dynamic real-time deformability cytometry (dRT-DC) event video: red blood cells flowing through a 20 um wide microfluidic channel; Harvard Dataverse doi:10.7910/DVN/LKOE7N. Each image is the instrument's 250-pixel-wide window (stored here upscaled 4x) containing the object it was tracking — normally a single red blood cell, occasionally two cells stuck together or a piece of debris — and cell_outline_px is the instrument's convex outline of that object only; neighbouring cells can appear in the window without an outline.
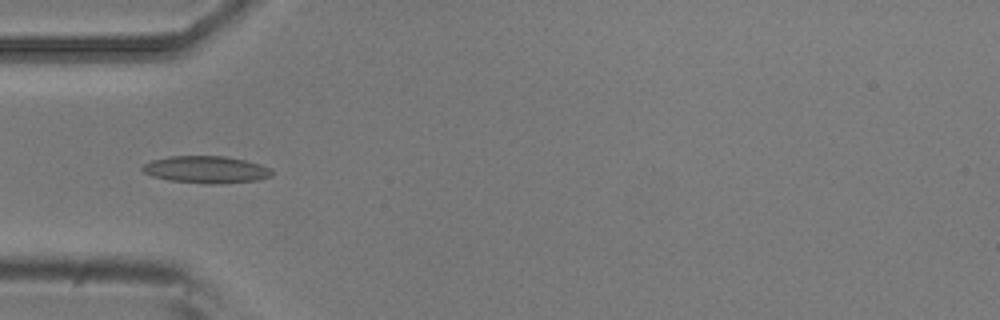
{"species": "common noctule bat (a hibernating species)", "species_latin": "Nyctalus noctula", "temperature_condition": "room temperature", "stored_images_in_passage": 3, "camera_frame_rate_fps": 3000, "um_per_image_px": 0.085, "animal": {"sex": "male", "body_mass_g": 20.5, "forearm_length_mm": 52.5}, "frame": {"image": 1, "passage_image": 1, "time_ms": 0.0, "image_size_px": [1000, 320], "cell_outline_px": [[272, 176], [256, 180], [220, 184], [212, 184], [168, 180], [152, 176], [144, 172], [140, 168], [144, 164], [152, 160], [168, 156], [224, 156], [244, 160], [260, 164], [272, 168]], "centroid_in_image_um": [17.52, 14.41], "position_along_channel_um": 67.5, "area_um2": 20.46}}
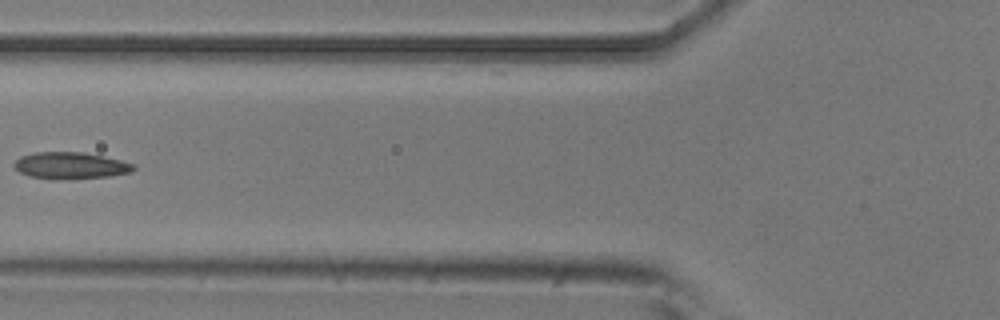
{"frame": {"image": 2, "passage_image": 2, "time_ms": 0.333, "image_size_px": [1000, 320], "cell_outline_px": [[136, 168], [132, 172], [108, 176], [76, 180], [72, 180], [28, 176], [20, 172], [12, 164], [20, 156], [36, 152], [84, 152], [120, 160], [136, 164]], "centroid_in_image_um": [6.02, 14.08], "position_along_channel_um": 119.8, "area_um2": 18.73}}
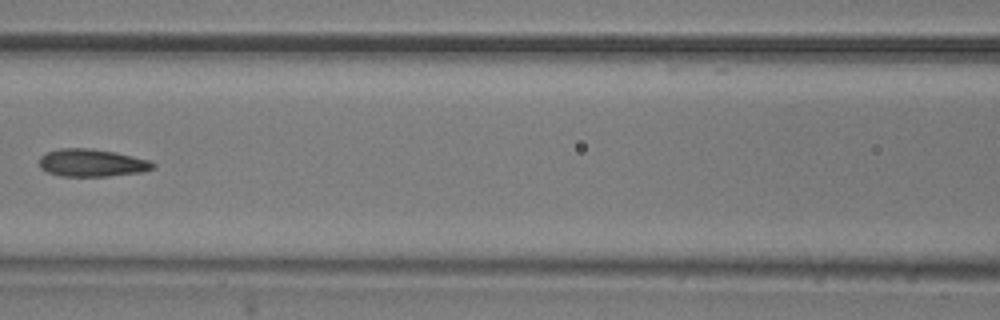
{"frame": {"image": 3, "passage_image": 3, "time_ms": 0.667, "image_size_px": [1000, 320], "cell_outline_px": [[156, 168], [140, 172], [108, 176], [60, 176], [48, 172], [40, 168], [40, 156], [48, 152], [60, 148], [92, 148], [116, 152], [148, 160], [156, 164]], "centroid_in_image_um": [7.81, 13.84], "position_along_channel_um": 158.8, "area_um2": 18.26}}